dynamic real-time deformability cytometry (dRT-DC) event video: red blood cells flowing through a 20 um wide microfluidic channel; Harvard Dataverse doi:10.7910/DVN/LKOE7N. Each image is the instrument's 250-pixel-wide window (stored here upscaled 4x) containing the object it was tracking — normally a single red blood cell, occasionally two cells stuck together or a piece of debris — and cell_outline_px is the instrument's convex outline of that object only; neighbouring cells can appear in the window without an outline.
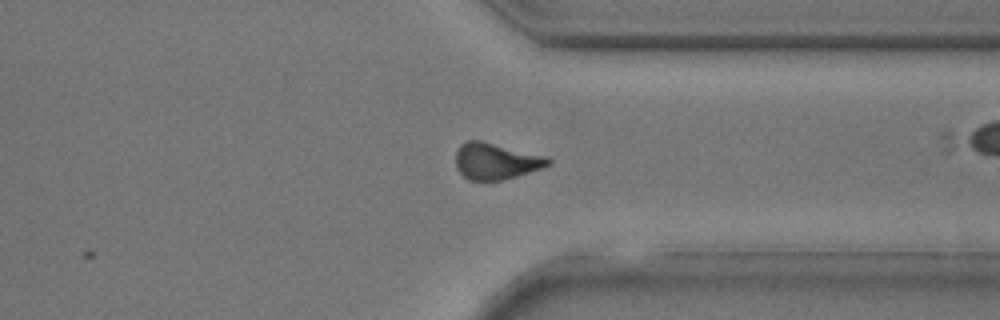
{"species": "common noctule bat (a hibernating species)", "species_latin": "Nyctalus noctula", "temperature_condition": "room temperature", "stored_images_in_passage": 23, "camera_frame_rate_fps": 3000, "um_per_image_px": 0.085, "animal": {"sex": "male", "body_mass_g": 17.9, "forearm_length_mm": 54.2}, "frame": {"image": 1, "passage_image": 18, "time_ms": 5.667, "image_size_px": [1000, 320], "cell_outline_px": [[552, 164], [516, 176], [500, 180], [468, 180], [456, 168], [456, 152], [460, 144], [468, 140], [480, 140], [548, 156], [552, 160]], "centroid_in_image_um": [42.15, 13.68], "position_along_channel_um": 369.2, "area_um2": 19.59}}